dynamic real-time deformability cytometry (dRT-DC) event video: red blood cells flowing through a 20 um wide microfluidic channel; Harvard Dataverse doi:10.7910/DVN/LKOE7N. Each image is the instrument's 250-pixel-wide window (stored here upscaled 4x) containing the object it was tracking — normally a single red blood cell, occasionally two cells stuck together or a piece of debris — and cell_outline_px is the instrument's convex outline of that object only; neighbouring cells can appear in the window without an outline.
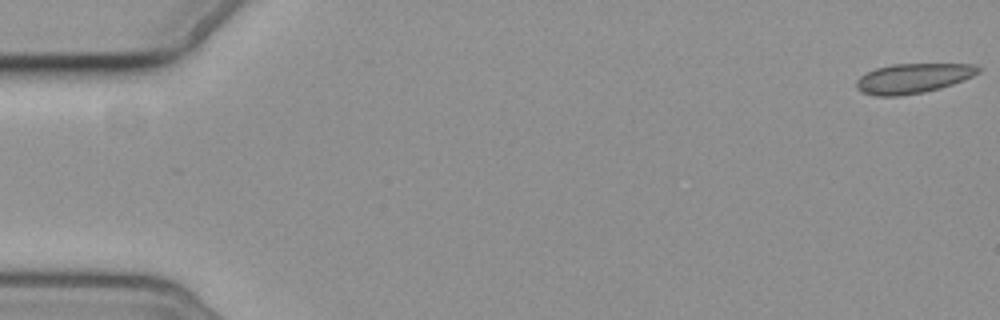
{"species": "common noctule bat (a hibernating species)", "species_latin": "Nyctalus noctula", "temperature_condition": "cold", "stored_images_in_passage": 5, "camera_frame_rate_fps": 3000, "um_per_image_px": 0.085, "animal": {"sex": "female", "body_mass_g": 19.3, "forearm_length_mm": 54.1}, "frame": {"image": 1, "passage_image": 1, "time_ms": 0.0, "image_size_px": [1000, 320], "cell_outline_px": [[984, 68], [980, 72], [964, 80], [940, 88], [924, 92], [900, 96], [876, 96], [860, 92], [856, 88], [856, 80], [860, 76], [876, 68], [892, 64], [972, 64]], "centroid_in_image_um": [77.61, 6.66], "position_along_channel_um": 7.4, "area_um2": 21.27}}